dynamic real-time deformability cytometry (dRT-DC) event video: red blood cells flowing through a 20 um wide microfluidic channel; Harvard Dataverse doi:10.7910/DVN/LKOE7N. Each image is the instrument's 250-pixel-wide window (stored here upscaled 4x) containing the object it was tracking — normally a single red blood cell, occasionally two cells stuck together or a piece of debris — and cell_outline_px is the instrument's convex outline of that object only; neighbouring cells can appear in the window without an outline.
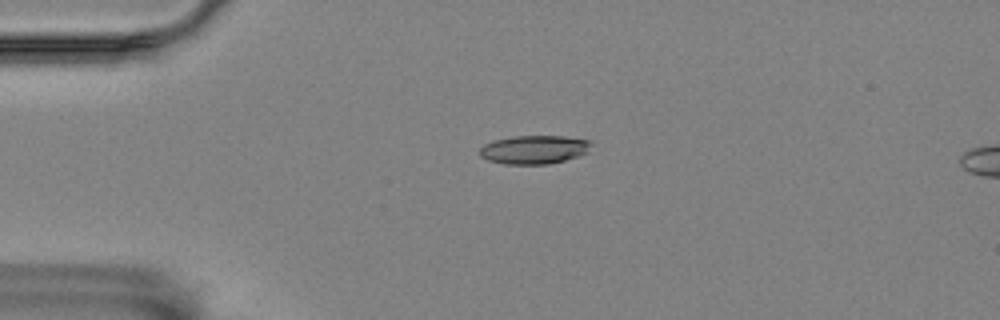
{"species": "Egyptian fruit bat (a non-hibernating species)", "species_latin": "Rousettus aegyptiacus", "temperature_condition": "room temperature", "stored_images_in_passage": 2, "camera_frame_rate_fps": 3000, "um_per_image_px": 0.085, "animal": {"sex": "female"}, "frame": {"image": 1, "passage_image": 1, "time_ms": 0.0, "image_size_px": [1000, 320], "cell_outline_px": [[592, 144], [588, 152], [564, 160], [548, 164], [504, 164], [488, 160], [480, 156], [480, 148], [484, 144], [496, 140], [516, 136], [564, 136], [592, 140]], "centroid_in_image_um": [45.42, 12.71], "position_along_channel_um": 39.6, "area_um2": 18.5}}